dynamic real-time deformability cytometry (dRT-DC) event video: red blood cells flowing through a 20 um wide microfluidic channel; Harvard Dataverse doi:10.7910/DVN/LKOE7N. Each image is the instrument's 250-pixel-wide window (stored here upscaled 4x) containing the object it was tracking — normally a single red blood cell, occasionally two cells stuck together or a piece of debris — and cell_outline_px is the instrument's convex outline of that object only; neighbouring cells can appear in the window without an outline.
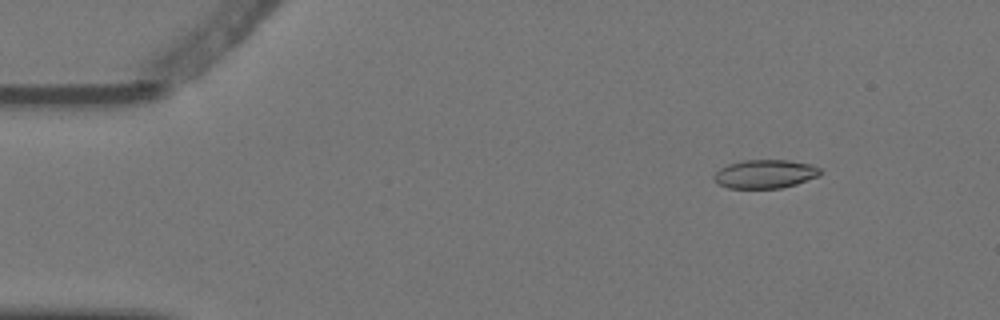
{"species": "Egyptian fruit bat (a non-hibernating species)", "species_latin": "Rousettus aegyptiacus", "temperature_condition": "warm", "stored_images_in_passage": 2, "camera_frame_rate_fps": 3000, "um_per_image_px": 0.085, "animal": {"sex": "female"}, "frame": {"image": 1, "passage_image": 2, "time_ms": 0.333, "image_size_px": [1000, 320], "cell_outline_px": [[820, 176], [796, 184], [780, 188], [728, 188], [716, 184], [712, 176], [720, 168], [728, 164], [744, 160], [788, 160], [812, 164], [820, 168]], "centroid_in_image_um": [65.01, 14.79], "position_along_channel_um": 20.0, "area_um2": 17.86}}